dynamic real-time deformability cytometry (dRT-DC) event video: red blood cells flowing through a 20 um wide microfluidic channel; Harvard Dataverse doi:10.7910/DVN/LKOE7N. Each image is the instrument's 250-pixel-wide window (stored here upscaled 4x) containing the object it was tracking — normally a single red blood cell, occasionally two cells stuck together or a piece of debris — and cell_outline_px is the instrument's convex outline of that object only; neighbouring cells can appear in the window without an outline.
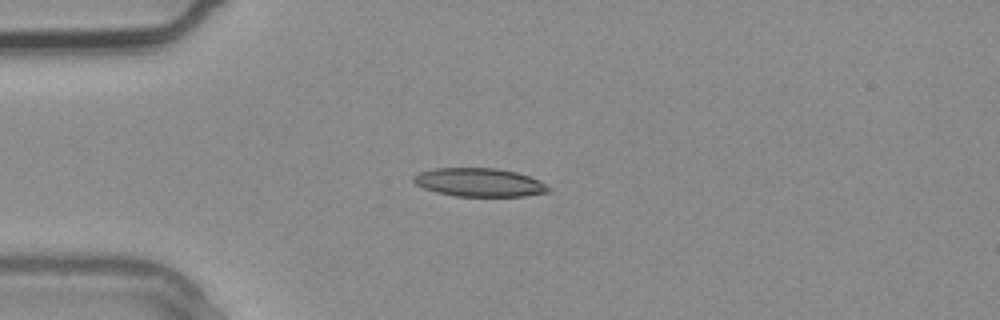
{"species": "common noctule bat (a hibernating species)", "species_latin": "Nyctalus noctula", "temperature_condition": "warm", "stored_images_in_passage": 2, "camera_frame_rate_fps": 3000, "um_per_image_px": 0.085, "animal": {"sex": "male", "body_mass_g": 20.4}, "frame": {"image": 1, "passage_image": 2, "time_ms": 0.333, "image_size_px": [1000, 320], "cell_outline_px": [[552, 188], [548, 192], [524, 196], [456, 196], [436, 192], [424, 188], [416, 184], [412, 180], [412, 176], [420, 172], [436, 168], [496, 168], [516, 172], [540, 180]], "centroid_in_image_um": [40.75, 15.5], "position_along_channel_um": 44.2, "area_um2": 22.37}}